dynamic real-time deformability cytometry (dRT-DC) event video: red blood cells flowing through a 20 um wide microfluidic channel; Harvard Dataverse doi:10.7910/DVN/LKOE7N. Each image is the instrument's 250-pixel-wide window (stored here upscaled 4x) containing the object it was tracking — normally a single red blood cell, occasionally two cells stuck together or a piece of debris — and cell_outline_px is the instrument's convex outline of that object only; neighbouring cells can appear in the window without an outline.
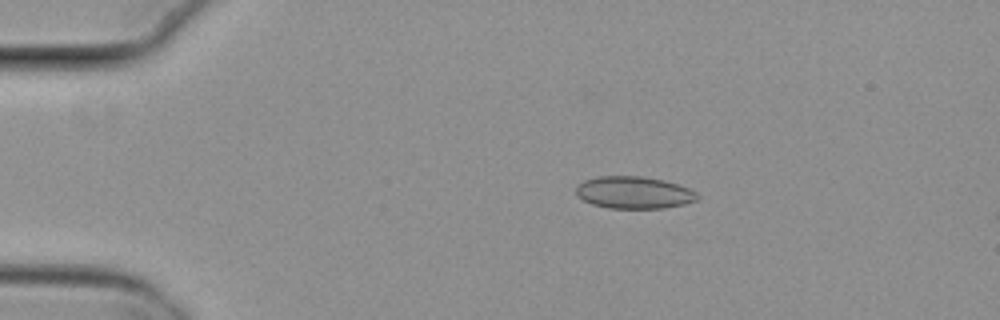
{"species": "common noctule bat (a hibernating species)", "species_latin": "Nyctalus noctula", "temperature_condition": "cold", "stored_images_in_passage": 4, "camera_frame_rate_fps": 3000, "um_per_image_px": 0.085, "animal": {"sex": "female", "body_mass_g": 29.2, "forearm_length_mm": 56.3}, "frame": {"image": 1, "passage_image": 3, "time_ms": 0.667, "image_size_px": [1000, 320], "cell_outline_px": [[700, 196], [696, 200], [684, 204], [664, 208], [608, 208], [592, 204], [584, 200], [576, 192], [576, 184], [584, 180], [596, 176], [644, 176], [664, 180], [680, 184], [696, 192]], "centroid_in_image_um": [53.89, 16.35], "position_along_channel_um": 31.1, "area_um2": 22.89}}